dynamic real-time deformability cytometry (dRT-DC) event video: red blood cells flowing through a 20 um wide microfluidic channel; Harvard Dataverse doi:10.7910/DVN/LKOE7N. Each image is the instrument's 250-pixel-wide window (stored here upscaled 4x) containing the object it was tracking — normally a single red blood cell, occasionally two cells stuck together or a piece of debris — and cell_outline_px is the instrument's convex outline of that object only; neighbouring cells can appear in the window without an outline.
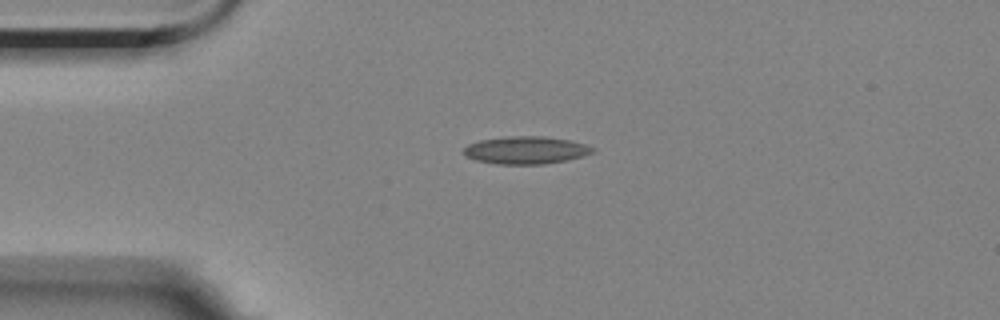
{"species": "Egyptian fruit bat (a non-hibernating species)", "species_latin": "Rousettus aegyptiacus", "temperature_condition": "room temperature", "stored_images_in_passage": 3, "segment_of_instrument_passage": [1, 2], "camera_frame_rate_fps": 3000, "um_per_image_px": 0.085, "animal": {"sex": "female"}, "frame": {"image": 1, "passage_image": 1, "time_ms": 0.0, "image_size_px": [1000, 320], "cell_outline_px": [[596, 152], [568, 160], [544, 164], [496, 164], [476, 160], [464, 156], [464, 148], [468, 144], [480, 140], [508, 136], [540, 136], [568, 140], [584, 144], [596, 148]], "centroid_in_image_um": [44.7, 12.77], "position_along_channel_um": 40.3, "area_um2": 20.75}}